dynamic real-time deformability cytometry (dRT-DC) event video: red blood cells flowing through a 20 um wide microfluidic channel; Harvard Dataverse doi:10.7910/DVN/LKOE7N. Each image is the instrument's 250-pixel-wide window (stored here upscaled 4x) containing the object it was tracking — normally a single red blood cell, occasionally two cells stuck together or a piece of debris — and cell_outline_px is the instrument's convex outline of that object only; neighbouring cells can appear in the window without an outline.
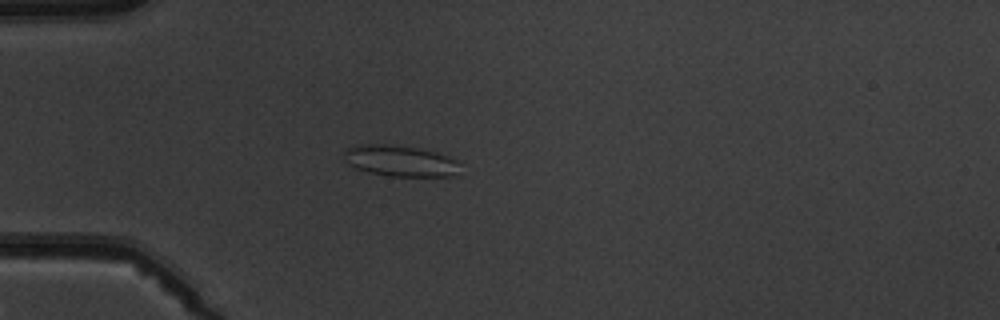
{"species": "common noctule bat (a hibernating species)", "species_latin": "Nyctalus noctula", "temperature_condition": "warm", "stored_images_in_passage": 6, "camera_frame_rate_fps": 3000, "um_per_image_px": 0.085, "animal": {"sex": "male", "body_mass_g": 19.5, "forearm_length_mm": 54.6}, "frame": {"image": 1, "passage_image": 5, "time_ms": 4.667, "image_size_px": [1000, 320], "cell_outline_px": [[460, 176], [392, 176], [372, 172], [356, 168], [348, 164], [344, 160], [344, 152], [348, 148], [360, 144], [388, 144], [416, 148], [436, 152], [448, 156], [456, 160], [460, 164]], "centroid_in_image_um": [34.07, 13.68], "position_along_channel_um": 50.9, "area_um2": 21.04}}